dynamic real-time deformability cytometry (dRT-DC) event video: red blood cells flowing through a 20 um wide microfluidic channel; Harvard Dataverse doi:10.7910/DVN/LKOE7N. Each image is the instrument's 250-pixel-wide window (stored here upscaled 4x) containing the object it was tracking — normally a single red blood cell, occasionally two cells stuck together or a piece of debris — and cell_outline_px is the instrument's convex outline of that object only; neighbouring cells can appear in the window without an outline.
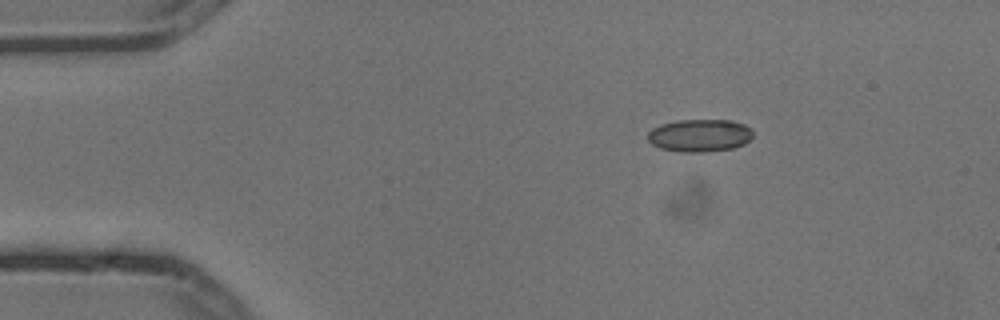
{"species": "common noctule bat (a hibernating species)", "species_latin": "Nyctalus noctula", "temperature_condition": "cold", "stored_images_in_passage": 6, "segment_of_instrument_passage": [2, 2], "camera_frame_rate_fps": 3000, "um_per_image_px": 0.085, "animal": {"sex": "male", "body_mass_g": 13.3}, "frame": {"image": 1, "passage_image": 6, "time_ms": 1.667, "image_size_px": [1000, 320], "cell_outline_px": [[752, 136], [744, 144], [732, 148], [704, 152], [680, 152], [660, 148], [652, 144], [648, 140], [648, 132], [652, 128], [660, 124], [676, 120], [732, 120], [744, 124], [752, 128]], "centroid_in_image_um": [59.46, 11.5], "position_along_channel_um": 25.5, "area_um2": 20.11}}